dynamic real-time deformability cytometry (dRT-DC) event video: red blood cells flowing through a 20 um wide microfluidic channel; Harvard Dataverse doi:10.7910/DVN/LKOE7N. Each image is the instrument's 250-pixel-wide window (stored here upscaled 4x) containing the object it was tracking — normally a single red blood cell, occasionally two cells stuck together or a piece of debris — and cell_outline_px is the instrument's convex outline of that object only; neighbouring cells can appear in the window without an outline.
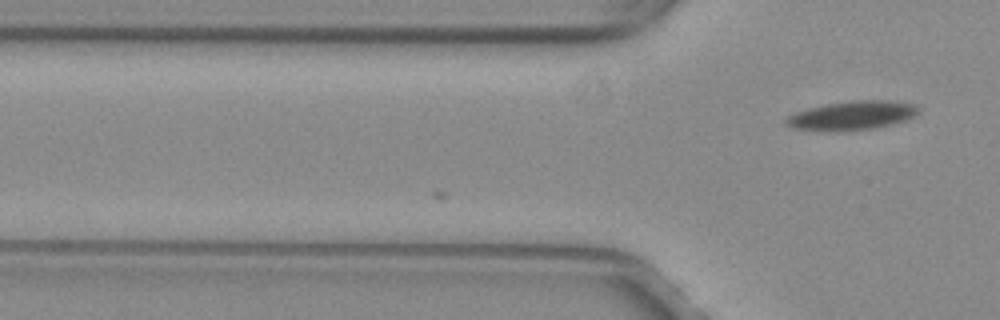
{"species": "common noctule bat (a hibernating species)", "species_latin": "Nyctalus noctula", "temperature_condition": "warm", "stored_images_in_passage": 9, "camera_frame_rate_fps": 3000, "um_per_image_px": 0.085, "animal": {"sex": "female", "body_mass_g": 29.2, "forearm_length_mm": 56.3}, "frame": {"image": 1, "passage_image": 9, "time_ms": 2.667, "image_size_px": [1000, 320], "cell_outline_px": [[920, 112], [908, 120], [876, 128], [840, 132], [836, 132], [792, 128], [784, 124], [784, 120], [788, 116], [796, 112], [808, 108], [824, 104], [856, 100], [892, 100], [916, 104], [920, 108]], "centroid_in_image_um": [72.45, 9.82], "position_along_channel_um": 53.3, "area_um2": 22.83}}